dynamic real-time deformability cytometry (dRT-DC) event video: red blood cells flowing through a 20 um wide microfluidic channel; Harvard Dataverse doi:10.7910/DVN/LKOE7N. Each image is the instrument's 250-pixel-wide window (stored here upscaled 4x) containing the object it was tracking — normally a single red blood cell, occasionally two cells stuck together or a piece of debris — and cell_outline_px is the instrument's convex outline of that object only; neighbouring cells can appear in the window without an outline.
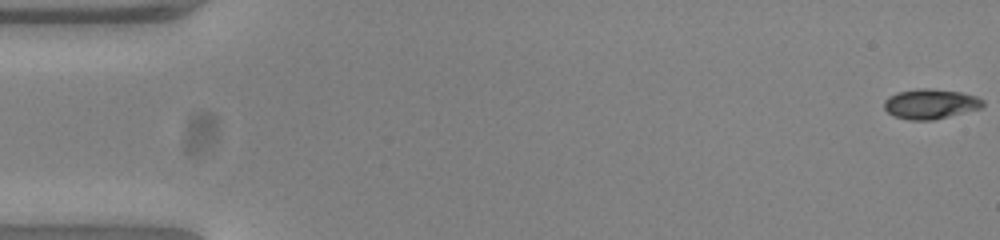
{"species": "common noctule bat (a hibernating species)", "species_latin": "Nyctalus noctula", "temperature_condition": "warm", "stored_images_in_passage": 53, "camera_frame_rate_fps": 3000, "um_per_image_px": 0.085, "animal": {"sex": "female", "body_mass_g": 23.0, "forearm_length_mm": 53.4}, "frame": {"image": 1, "passage_image": 1, "time_ms": 0.0, "image_size_px": [1000, 240], "cell_outline_px": [[984, 104], [980, 108], [932, 120], [908, 120], [896, 116], [888, 112], [884, 108], [884, 100], [888, 96], [896, 92], [916, 88], [932, 88], [960, 92], [976, 96], [984, 100]], "centroid_in_image_um": [79.06, 8.81], "position_along_channel_um": 5.9, "area_um2": 17.22}}
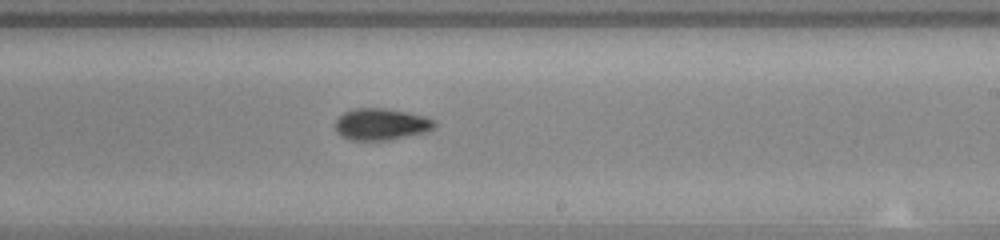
{"frame": {"image": 2, "passage_image": 32, "time_ms": 10.333, "image_size_px": [1000, 240], "cell_outline_px": [[436, 124], [428, 132], [388, 140], [352, 140], [340, 136], [336, 132], [336, 120], [344, 112], [352, 108], [384, 108], [408, 112], [424, 116], [436, 120]], "centroid_in_image_um": [32.4, 10.56], "position_along_channel_um": 256.6, "area_um2": 18.44}}
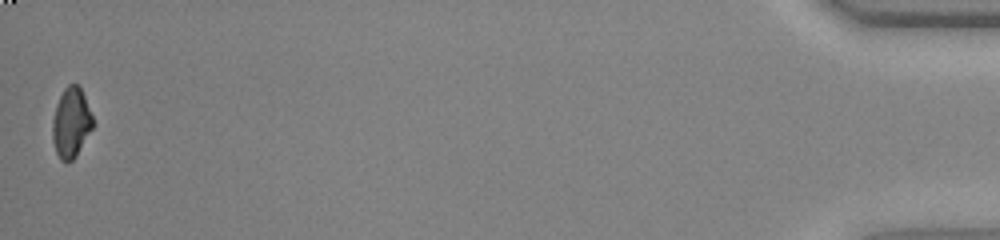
{"frame": {"image": 3, "passage_image": 53, "time_ms": 17.333, "image_size_px": [1000, 240], "cell_outline_px": [[96, 124], [76, 156], [72, 160], [60, 160], [56, 152], [52, 140], [52, 120], [56, 104], [64, 88], [68, 84], [76, 84], [80, 88], [84, 96]], "centroid_in_image_um": [6.06, 10.44], "position_along_channel_um": 429.1, "area_um2": 16.59}, "authors_computed_cell_mechanics": {"area_um2": 17.629, "velocity_mm_per_s": 3.8807, "shape_relaxation_time_tau1_ms": 4.7843, "shape_relaxation_time_tau2_ms": 3.1287, "deformation_change_tau1": 0.1728, "deformation_change_tau2": 0.0636}}